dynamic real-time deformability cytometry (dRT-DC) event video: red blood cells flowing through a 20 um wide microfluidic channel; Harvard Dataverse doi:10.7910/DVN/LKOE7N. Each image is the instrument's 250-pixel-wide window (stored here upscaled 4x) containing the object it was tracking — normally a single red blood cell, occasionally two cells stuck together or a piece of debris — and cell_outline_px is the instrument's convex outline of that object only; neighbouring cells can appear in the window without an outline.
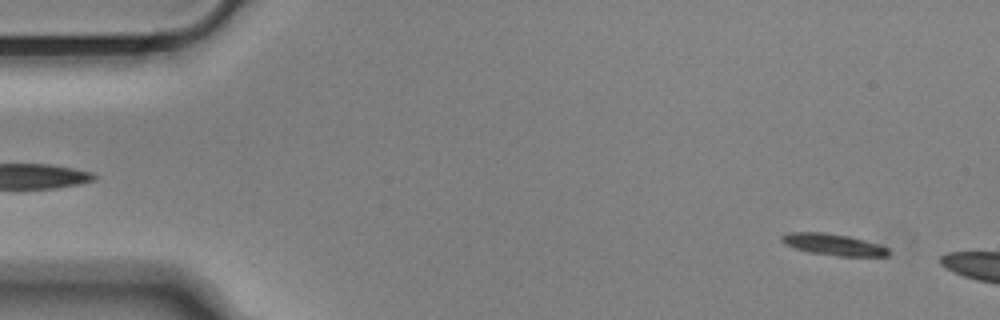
{"species": "Egyptian fruit bat (a non-hibernating species)", "species_latin": "Rousettus aegyptiacus", "temperature_condition": "cold", "stored_images_in_passage": 8, "camera_frame_rate_fps": 3000, "um_per_image_px": 0.085, "animal": {"sex": "male"}, "frame": {"image": 1, "passage_image": 3, "time_ms": 0.667, "image_size_px": [1000, 320], "cell_outline_px": [[888, 256], [836, 256], [808, 252], [784, 244], [780, 240], [780, 236], [788, 232], [824, 232], [848, 236], [880, 244], [888, 248]], "centroid_in_image_um": [70.8, 20.78], "position_along_channel_um": 14.2, "area_um2": 13.41}}